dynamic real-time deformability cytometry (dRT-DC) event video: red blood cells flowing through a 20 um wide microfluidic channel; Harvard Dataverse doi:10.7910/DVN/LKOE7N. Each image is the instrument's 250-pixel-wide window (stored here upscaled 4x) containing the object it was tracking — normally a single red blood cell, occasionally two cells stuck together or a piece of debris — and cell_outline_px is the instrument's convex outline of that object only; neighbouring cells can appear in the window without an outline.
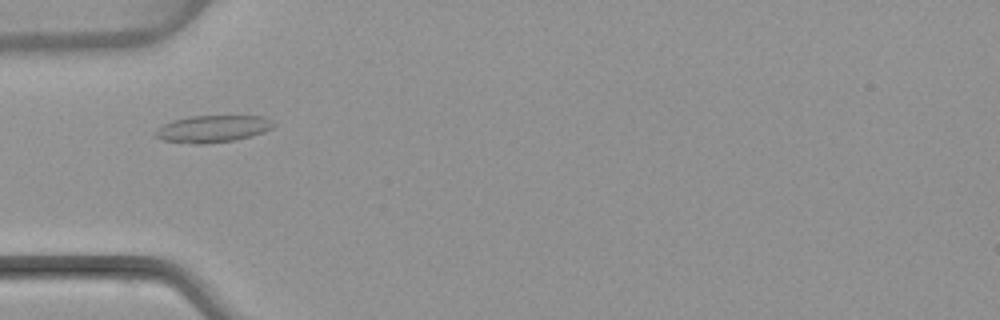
{"species": "common noctule bat (a hibernating species)", "species_latin": "Nyctalus noctula", "temperature_condition": "warm", "stored_images_in_passage": 6, "camera_frame_rate_fps": 3000, "um_per_image_px": 0.085, "animal": {"sex": "female", "body_mass_g": 22.7, "forearm_length_mm": 54.2}, "frame": {"image": 1, "passage_image": 5, "time_ms": 4.667, "image_size_px": [1000, 320], "cell_outline_px": [[276, 124], [272, 128], [264, 132], [252, 136], [236, 140], [204, 144], [192, 144], [164, 140], [156, 136], [152, 132], [156, 128], [172, 120], [188, 116], [264, 116], [272, 120]], "centroid_in_image_um": [18.08, 10.95], "position_along_channel_um": 66.9, "area_um2": 18.84}}
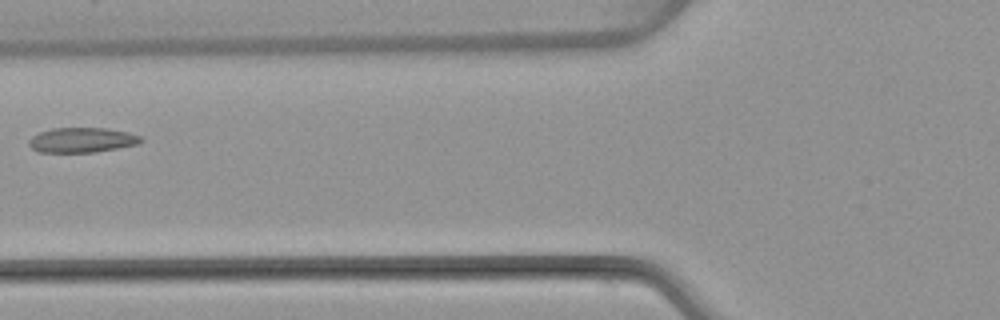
{"frame": {"image": 2, "passage_image": 6, "time_ms": 6.0, "image_size_px": [1000, 320], "cell_outline_px": [[144, 140], [140, 144], [96, 152], [40, 152], [32, 148], [28, 144], [28, 140], [32, 136], [40, 132], [52, 128], [108, 128], [128, 132], [140, 136]], "centroid_in_image_um": [6.99, 11.9], "position_along_channel_um": 118.8, "area_um2": 16.36}}